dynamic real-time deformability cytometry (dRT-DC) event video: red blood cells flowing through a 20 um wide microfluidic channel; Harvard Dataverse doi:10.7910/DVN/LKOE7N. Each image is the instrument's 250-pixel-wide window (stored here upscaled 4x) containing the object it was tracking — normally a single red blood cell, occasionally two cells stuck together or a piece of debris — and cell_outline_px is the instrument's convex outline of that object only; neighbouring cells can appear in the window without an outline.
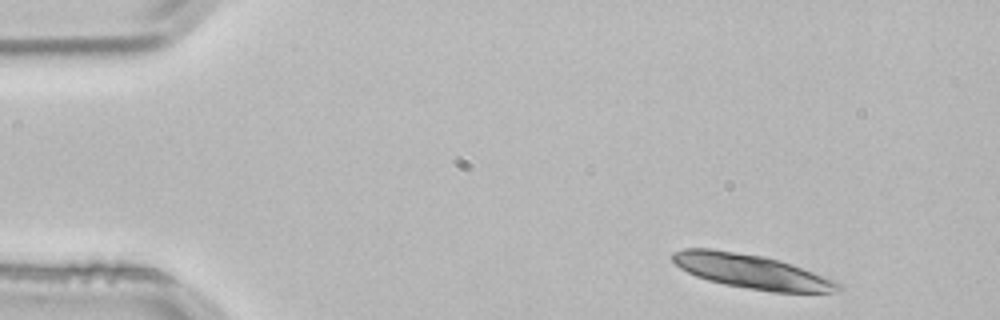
{"species": "common noctule bat (a hibernating species)", "species_latin": "Nyctalus noctula", "temperature_condition": "room temperature", "stored_images_in_passage": 3, "camera_frame_rate_fps": 3000, "um_per_image_px": 0.085, "animal": {"sex": "male", "body_mass_g": 21.5, "forearm_length_mm": 52.0}, "frame": {"image": 1, "passage_image": 1, "time_ms": 0.0, "image_size_px": [1000, 320], "cell_outline_px": [[844, 288], [840, 292], [772, 292], [724, 284], [708, 280], [696, 276], [680, 268], [672, 260], [672, 252], [684, 248], [712, 248], [764, 256], [780, 260], [792, 264], [836, 280]], "centroid_in_image_um": [63.91, 23.07], "position_along_channel_um": 21.1, "area_um2": 33.18}}
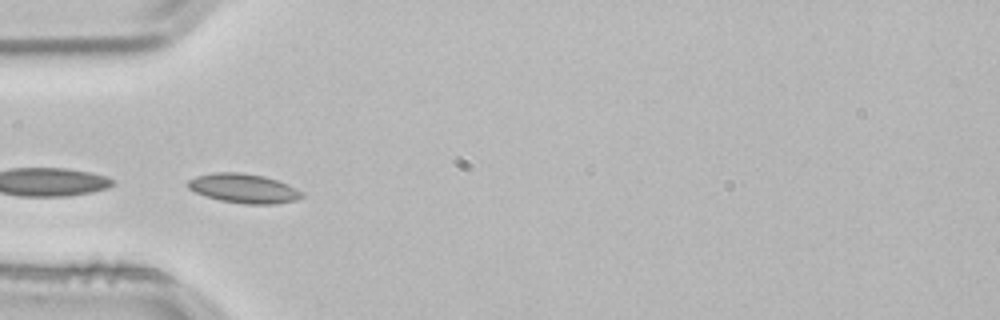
{"frame": {"image": 2, "passage_image": 3, "time_ms": 0.667, "image_size_px": [1000, 320], "cell_outline_px": [[304, 196], [296, 200], [276, 204], [244, 204], [220, 200], [204, 196], [188, 188], [188, 180], [196, 176], [212, 172], [240, 172], [264, 176], [288, 184], [304, 192]], "centroid_in_image_um": [20.72, 16.01], "position_along_channel_um": 64.3, "area_um2": 19.59}}